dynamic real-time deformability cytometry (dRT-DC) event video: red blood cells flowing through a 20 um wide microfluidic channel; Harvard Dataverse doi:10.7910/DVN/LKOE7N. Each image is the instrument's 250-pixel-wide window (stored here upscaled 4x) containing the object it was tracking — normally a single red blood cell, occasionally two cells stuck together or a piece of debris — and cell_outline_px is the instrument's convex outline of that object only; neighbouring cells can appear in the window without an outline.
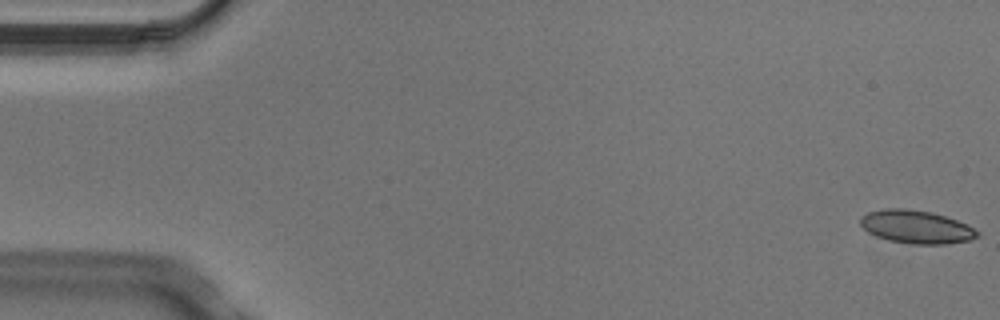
{"species": "Egyptian fruit bat (a non-hibernating species)", "species_latin": "Rousettus aegyptiacus", "temperature_condition": "cold", "stored_images_in_passage": 4, "camera_frame_rate_fps": 3000, "um_per_image_px": 0.085, "animal": {"sex": "male"}, "frame": {"image": 1, "passage_image": 1, "time_ms": 0.0, "image_size_px": [1000, 320], "cell_outline_px": [[980, 236], [968, 240], [948, 244], [916, 244], [888, 240], [876, 236], [868, 232], [860, 224], [860, 216], [868, 212], [884, 208], [904, 208], [932, 212], [968, 224], [980, 232]], "centroid_in_image_um": [77.89, 19.28], "position_along_channel_um": 7.1, "area_um2": 22.66}}
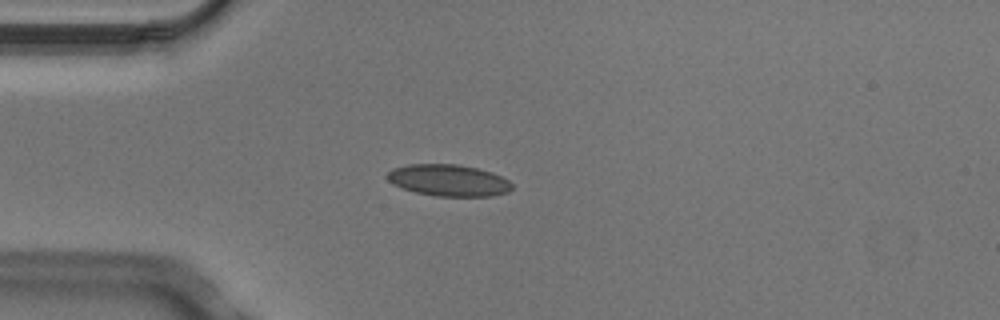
{"frame": {"image": 2, "passage_image": 4, "time_ms": 1.0, "image_size_px": [1000, 320], "cell_outline_px": [[512, 188], [508, 192], [492, 196], [436, 196], [416, 192], [392, 184], [388, 180], [388, 172], [392, 168], [408, 164], [456, 164], [476, 168], [492, 172], [508, 180], [512, 184]], "centroid_in_image_um": [38.13, 15.32], "position_along_channel_um": 46.9, "area_um2": 22.89}}